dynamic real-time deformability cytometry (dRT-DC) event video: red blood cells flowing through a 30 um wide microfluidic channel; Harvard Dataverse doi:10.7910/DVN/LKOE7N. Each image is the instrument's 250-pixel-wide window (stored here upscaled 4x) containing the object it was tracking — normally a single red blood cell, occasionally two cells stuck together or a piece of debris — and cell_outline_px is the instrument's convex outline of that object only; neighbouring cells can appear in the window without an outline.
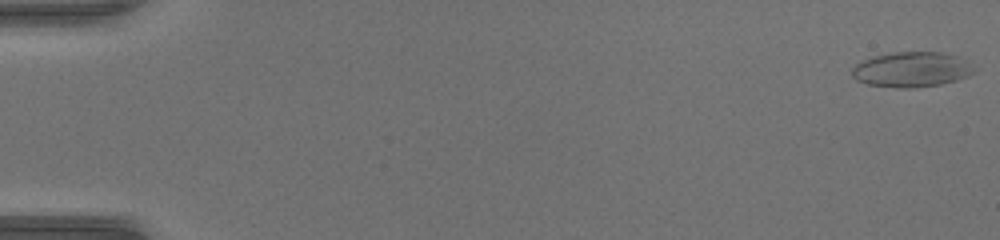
{"species": "common noctule bat (a hibernating species)", "species_latin": "Nyctalus noctula", "temperature_condition": "warm", "stored_images_in_passage": 51, "camera_frame_rate_fps": 3000, "um_per_image_px": 0.085, "animal": {"sex": "female", "body_mass_g": 17.0, "forearm_length_mm": 48.0}, "frame": {"image": 1, "passage_image": 1, "time_ms": 0.0, "image_size_px": [1000, 240], "cell_outline_px": [[972, 72], [956, 80], [940, 84], [912, 88], [896, 88], [868, 84], [856, 80], [852, 76], [852, 68], [856, 64], [864, 60], [876, 56], [892, 52], [940, 52], [956, 56]], "centroid_in_image_um": [77.34, 5.92], "position_along_channel_um": 7.7, "area_um2": 24.16}}
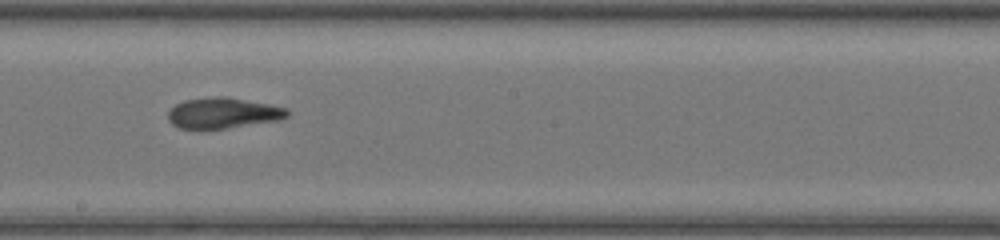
{"frame": {"image": 2, "passage_image": 30, "time_ms": 9.667, "image_size_px": [1000, 240], "cell_outline_px": [[292, 112], [288, 116], [280, 120], [228, 128], [180, 128], [172, 124], [168, 120], [168, 112], [176, 104], [184, 100], [216, 96], [228, 96], [288, 108]], "centroid_in_image_um": [19.01, 9.6], "position_along_channel_um": 229.2, "area_um2": 21.39}}
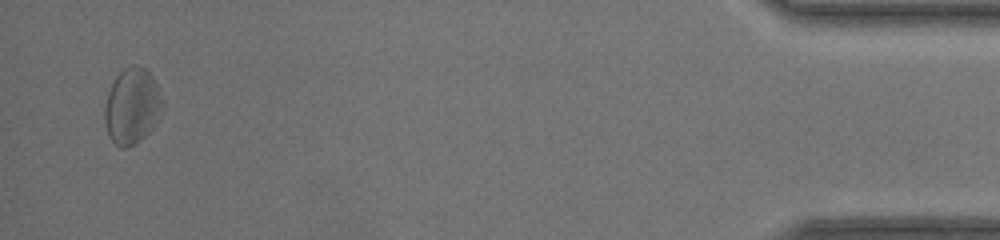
{"frame": {"image": 3, "passage_image": 50, "time_ms": 16.333, "image_size_px": [1000, 240], "cell_outline_px": [[164, 108], [156, 124], [140, 140], [128, 148], [120, 148], [108, 136], [104, 120], [104, 108], [108, 92], [116, 76], [124, 68], [132, 64], [136, 64], [144, 68], [152, 76], [164, 100]], "centroid_in_image_um": [11.24, 9.03], "position_along_channel_um": 424.0, "area_um2": 25.84}, "authors_computed_cell_mechanics": {"area_um2": 22.5998, "velocity_mm_per_s": 4.1339, "shape_relaxation_time_tau1_ms": null, "shape_relaxation_time_tau2_ms": 4.224, "deformation_change_tau1": null, "deformation_change_tau2": 0.1348}}